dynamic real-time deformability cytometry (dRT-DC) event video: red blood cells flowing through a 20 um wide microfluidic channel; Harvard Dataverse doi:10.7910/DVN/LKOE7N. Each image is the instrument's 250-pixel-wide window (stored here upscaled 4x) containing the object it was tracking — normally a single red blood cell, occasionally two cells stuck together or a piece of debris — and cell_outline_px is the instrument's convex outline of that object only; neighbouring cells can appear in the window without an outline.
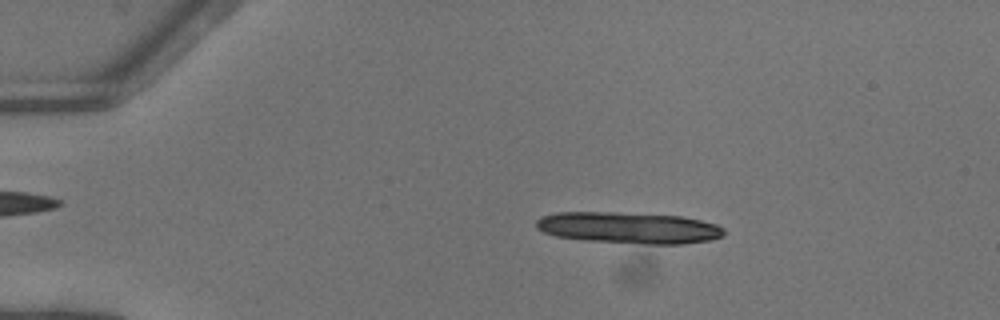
{"species": "common noctule bat (a hibernating species)", "species_latin": "Nyctalus noctula", "temperature_condition": "warm", "stored_images_in_passage": 35, "camera_frame_rate_fps": 3000, "um_per_image_px": 0.085, "animal": {"sex": "female"}, "frame": {"image": 1, "passage_image": 9, "time_ms": 2.667, "image_size_px": [1000, 320], "cell_outline_px": [[724, 236], [708, 240], [680, 244], [648, 244], [584, 240], [556, 236], [544, 232], [536, 228], [536, 220], [540, 216], [556, 212], [616, 212], [684, 216], [716, 224], [724, 228]], "centroid_in_image_um": [53.43, 19.35], "position_along_channel_um": 31.6, "area_um2": 34.51}}
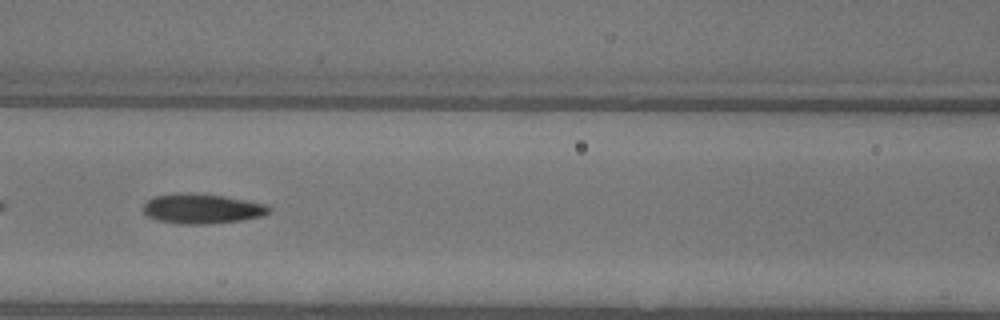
{"frame": {"image": 2, "passage_image": 23, "time_ms": 7.333, "image_size_px": [1000, 320], "cell_outline_px": [[272, 208], [264, 216], [244, 220], [208, 224], [180, 224], [156, 220], [148, 216], [144, 212], [144, 204], [152, 196], [180, 192], [188, 192], [224, 196], [268, 204]], "centroid_in_image_um": [17.19, 17.73], "position_along_channel_um": 149.4, "area_um2": 22.2}}
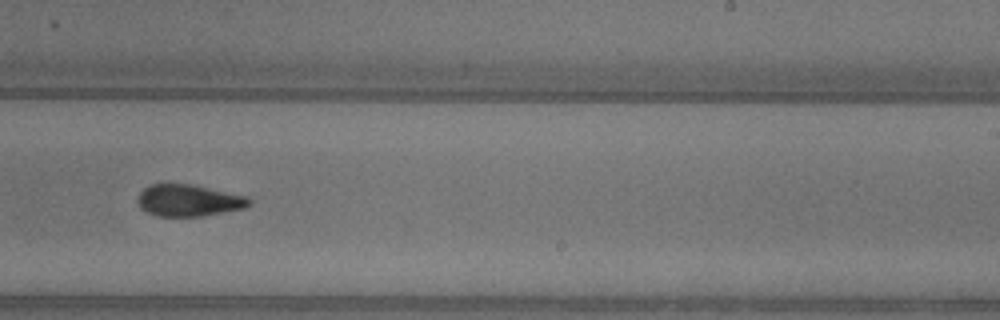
{"frame": {"image": 3, "passage_image": 32, "time_ms": 10.333, "image_size_px": [1000, 320], "cell_outline_px": [[252, 204], [244, 208], [200, 216], [156, 216], [140, 208], [140, 192], [148, 184], [192, 184], [248, 196], [252, 200]], "centroid_in_image_um": [16.08, 17.03], "position_along_channel_um": 272.9, "area_um2": 20.52}}